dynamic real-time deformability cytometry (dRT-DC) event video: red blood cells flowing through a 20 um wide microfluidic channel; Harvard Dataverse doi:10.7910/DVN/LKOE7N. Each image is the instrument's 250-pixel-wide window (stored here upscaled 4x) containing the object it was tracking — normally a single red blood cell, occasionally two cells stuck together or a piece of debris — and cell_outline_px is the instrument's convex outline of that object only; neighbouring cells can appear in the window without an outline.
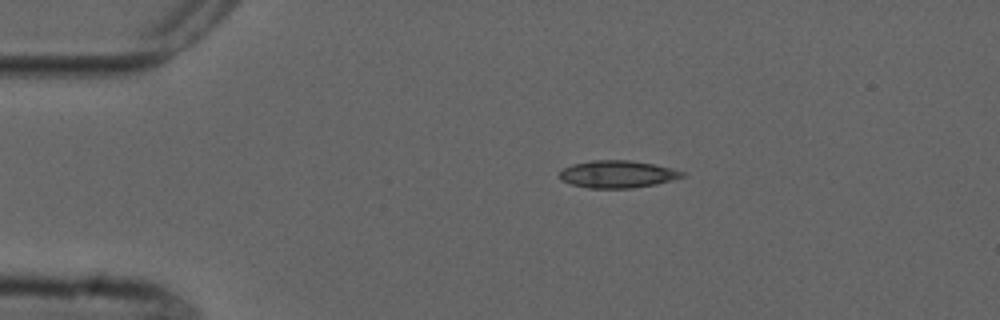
{"species": "common noctule bat (a hibernating species)", "species_latin": "Nyctalus noctula", "temperature_condition": "cold", "stored_images_in_passage": 6, "camera_frame_rate_fps": 3000, "um_per_image_px": 0.085, "animal": {"sex": "male", "forearm_length_mm": 52.5}, "frame": {"image": 1, "passage_image": 1, "time_ms": 0.0, "image_size_px": [1000, 320], "cell_outline_px": [[684, 176], [672, 180], [656, 184], [632, 188], [588, 188], [572, 184], [560, 180], [556, 176], [564, 168], [572, 164], [592, 160], [628, 160], [656, 164], [672, 168], [684, 172]], "centroid_in_image_um": [52.46, 14.8], "position_along_channel_um": 32.5, "area_um2": 19.65}}
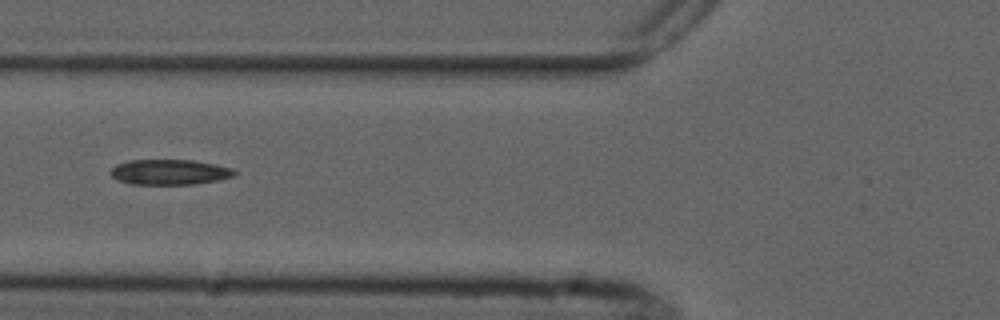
{"frame": {"image": 2, "passage_image": 3, "time_ms": 3.333, "image_size_px": [1000, 320], "cell_outline_px": [[236, 176], [196, 184], [132, 184], [116, 180], [108, 172], [116, 164], [128, 160], [192, 160], [216, 164], [232, 168], [236, 172]], "centroid_in_image_um": [14.39, 14.62], "position_along_channel_um": 111.4, "area_um2": 18.38}}
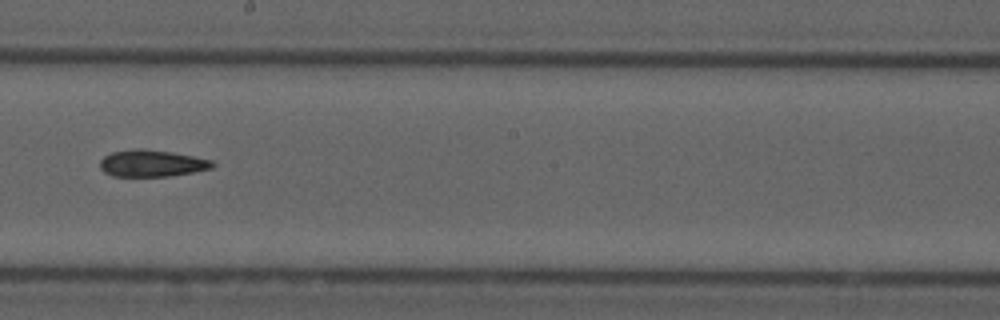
{"frame": {"image": 3, "passage_image": 6, "time_ms": 6.667, "image_size_px": [1000, 320], "cell_outline_px": [[216, 164], [212, 168], [192, 172], [168, 176], [112, 176], [104, 172], [100, 168], [100, 160], [104, 156], [112, 152], [136, 148], [144, 148], [172, 152], [212, 160]], "centroid_in_image_um": [12.88, 13.87], "position_along_channel_um": 235.3, "area_um2": 17.57}}